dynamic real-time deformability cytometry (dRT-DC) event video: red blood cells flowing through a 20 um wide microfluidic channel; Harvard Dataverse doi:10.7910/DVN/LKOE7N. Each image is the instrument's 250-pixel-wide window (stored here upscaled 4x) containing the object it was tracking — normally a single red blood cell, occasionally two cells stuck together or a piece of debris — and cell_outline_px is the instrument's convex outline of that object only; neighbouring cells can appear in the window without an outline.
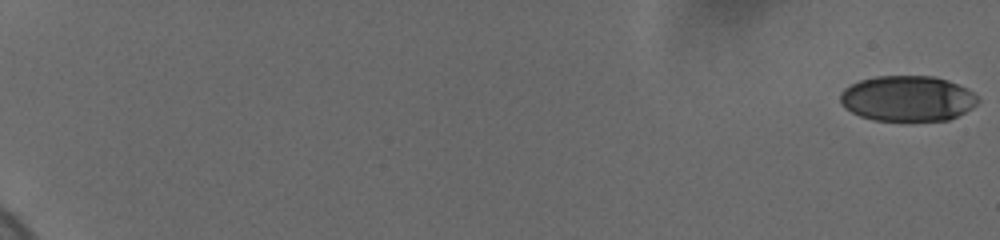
{"species": "human", "species_latin": "Homo sapiens", "temperature_condition": "cold", "stored_images_in_passage": 60, "camera_frame_rate_fps": 3000, "um_per_image_px": 0.085, "donor": {"sex": "female"}, "frame": {"image": 1, "passage_image": 1, "time_ms": 0.0, "image_size_px": [1000, 240], "cell_outline_px": [[980, 100], [972, 108], [948, 120], [908, 124], [872, 120], [860, 116], [844, 108], [840, 104], [840, 92], [844, 88], [860, 80], [876, 76], [932, 76], [948, 80], [972, 92]], "centroid_in_image_um": [77.1, 8.43], "position_along_channel_um": 7.9, "area_um2": 37.45}}
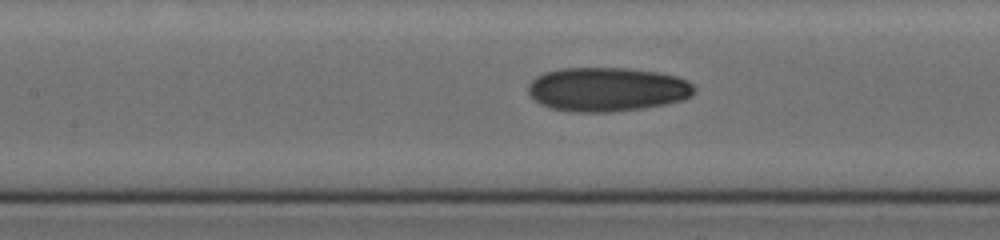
{"frame": {"image": 2, "passage_image": 32, "time_ms": 10.333, "image_size_px": [1000, 240], "cell_outline_px": [[696, 92], [692, 96], [684, 100], [668, 104], [640, 108], [608, 112], [568, 112], [552, 108], [540, 104], [528, 92], [528, 84], [536, 76], [544, 72], [560, 68], [628, 68], [656, 72], [676, 76], [688, 80], [696, 88]], "centroid_in_image_um": [51.63, 7.59], "position_along_channel_um": 155.8, "area_um2": 42.95}}
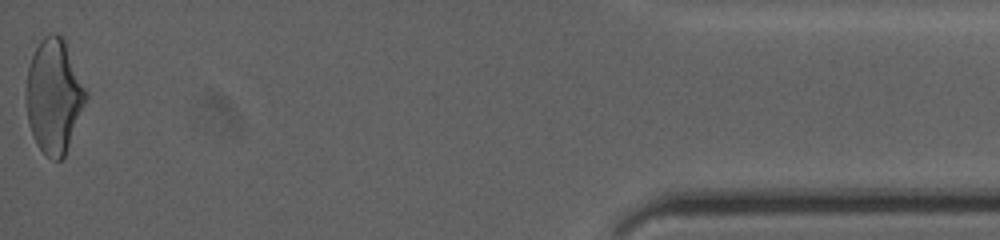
{"frame": {"image": 3, "passage_image": 60, "time_ms": 19.667, "image_size_px": [1000, 240], "cell_outline_px": [[88, 96], [64, 156], [60, 160], [52, 160], [36, 144], [32, 136], [28, 124], [24, 96], [28, 68], [32, 56], [40, 40], [48, 32], [60, 32], [64, 40], [88, 92]], "centroid_in_image_um": [4.56, 8.14], "position_along_channel_um": 430.6, "area_um2": 39.94}, "authors_computed_cell_mechanics": {"area_um2": 39.2751, "velocity_mm_per_s": 3.6811, "shape_relaxation_time_tau1_ms": null, "shape_relaxation_time_tau2_ms": 3.0347, "deformation_change_tau1": null, "deformation_change_tau2": 0.0935}}